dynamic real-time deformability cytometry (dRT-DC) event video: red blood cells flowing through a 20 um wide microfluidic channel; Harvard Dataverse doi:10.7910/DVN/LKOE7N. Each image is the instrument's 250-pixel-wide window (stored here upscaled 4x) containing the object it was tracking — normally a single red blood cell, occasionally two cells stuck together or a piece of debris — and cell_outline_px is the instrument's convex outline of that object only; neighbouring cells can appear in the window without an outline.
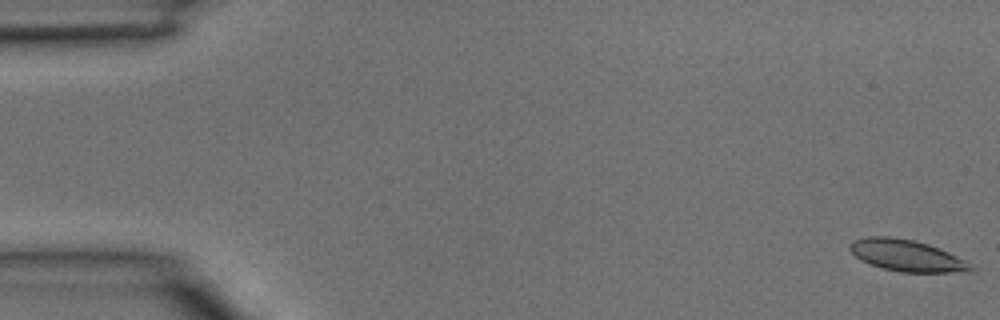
{"species": "common noctule bat (a hibernating species)", "species_latin": "Nyctalus noctula", "temperature_condition": "room temperature", "stored_images_in_passage": 7, "camera_frame_rate_fps": 3000, "um_per_image_px": 0.085, "animal": {"sex": "male", "body_mass_g": 15.6}, "frame": {"image": 1, "passage_image": 1, "time_ms": 0.0, "image_size_px": [1000, 320], "cell_outline_px": [[972, 272], [900, 272], [880, 268], [868, 264], [860, 260], [848, 248], [848, 244], [852, 240], [868, 236], [888, 236], [912, 240], [928, 244], [968, 260], [972, 268]], "centroid_in_image_um": [77.04, 21.72], "position_along_channel_um": 8.0, "area_um2": 22.43}}